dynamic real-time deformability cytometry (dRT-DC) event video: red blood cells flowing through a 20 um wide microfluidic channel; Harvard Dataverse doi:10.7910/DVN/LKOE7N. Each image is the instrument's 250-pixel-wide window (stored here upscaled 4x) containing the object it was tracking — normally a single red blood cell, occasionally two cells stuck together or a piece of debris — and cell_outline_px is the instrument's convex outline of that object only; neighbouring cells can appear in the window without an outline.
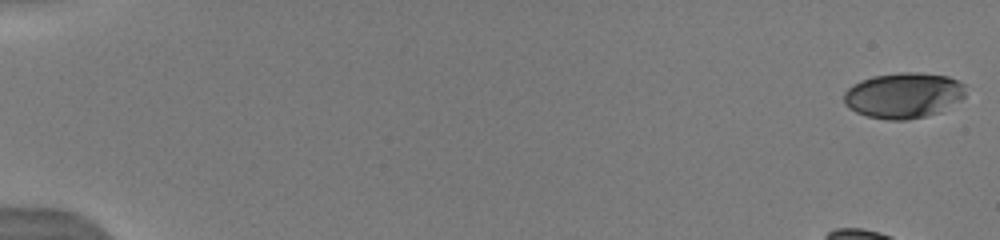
{"species": "human", "species_latin": "Homo sapiens", "temperature_condition": "warm", "stored_images_in_passage": 12, "camera_frame_rate_fps": 3000, "um_per_image_px": 0.085, "donor": {"sex": "male"}, "frame": {"image": 1, "passage_image": 1, "time_ms": 0.0, "image_size_px": [1000, 240], "cell_outline_px": [[964, 96], [960, 100], [940, 112], [908, 120], [888, 120], [868, 116], [856, 112], [848, 108], [844, 104], [844, 92], [852, 84], [860, 80], [872, 76], [900, 72], [916, 72], [948, 76], [964, 84]], "centroid_in_image_um": [76.77, 8.1], "position_along_channel_um": 8.2, "area_um2": 32.43}}